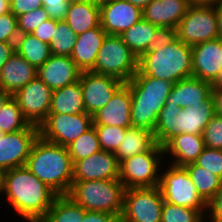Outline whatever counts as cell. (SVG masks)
Instances as JSON below:
<instances>
[{
  "label": "cell",
  "instance_id": "cell-1",
  "mask_svg": "<svg viewBox=\"0 0 222 222\" xmlns=\"http://www.w3.org/2000/svg\"><path fill=\"white\" fill-rule=\"evenodd\" d=\"M3 194L15 212L28 222H40L58 196L26 165L5 172Z\"/></svg>",
  "mask_w": 222,
  "mask_h": 222
},
{
  "label": "cell",
  "instance_id": "cell-2",
  "mask_svg": "<svg viewBox=\"0 0 222 222\" xmlns=\"http://www.w3.org/2000/svg\"><path fill=\"white\" fill-rule=\"evenodd\" d=\"M26 166L58 195H68L73 184V164L66 146L47 141L39 135Z\"/></svg>",
  "mask_w": 222,
  "mask_h": 222
},
{
  "label": "cell",
  "instance_id": "cell-3",
  "mask_svg": "<svg viewBox=\"0 0 222 222\" xmlns=\"http://www.w3.org/2000/svg\"><path fill=\"white\" fill-rule=\"evenodd\" d=\"M126 84L132 95V127L154 132L158 114L169 98L174 83L144 74H135Z\"/></svg>",
  "mask_w": 222,
  "mask_h": 222
},
{
  "label": "cell",
  "instance_id": "cell-4",
  "mask_svg": "<svg viewBox=\"0 0 222 222\" xmlns=\"http://www.w3.org/2000/svg\"><path fill=\"white\" fill-rule=\"evenodd\" d=\"M136 74H144L172 83L192 77V46L177 39L161 49L143 53L138 58Z\"/></svg>",
  "mask_w": 222,
  "mask_h": 222
},
{
  "label": "cell",
  "instance_id": "cell-5",
  "mask_svg": "<svg viewBox=\"0 0 222 222\" xmlns=\"http://www.w3.org/2000/svg\"><path fill=\"white\" fill-rule=\"evenodd\" d=\"M125 187L119 179L73 181L68 193L86 211L121 216Z\"/></svg>",
  "mask_w": 222,
  "mask_h": 222
},
{
  "label": "cell",
  "instance_id": "cell-6",
  "mask_svg": "<svg viewBox=\"0 0 222 222\" xmlns=\"http://www.w3.org/2000/svg\"><path fill=\"white\" fill-rule=\"evenodd\" d=\"M138 71V58L119 35H106L91 72L127 83Z\"/></svg>",
  "mask_w": 222,
  "mask_h": 222
},
{
  "label": "cell",
  "instance_id": "cell-7",
  "mask_svg": "<svg viewBox=\"0 0 222 222\" xmlns=\"http://www.w3.org/2000/svg\"><path fill=\"white\" fill-rule=\"evenodd\" d=\"M163 154V147L156 144L151 150L122 160L119 163V180L125 189L158 186Z\"/></svg>",
  "mask_w": 222,
  "mask_h": 222
},
{
  "label": "cell",
  "instance_id": "cell-8",
  "mask_svg": "<svg viewBox=\"0 0 222 222\" xmlns=\"http://www.w3.org/2000/svg\"><path fill=\"white\" fill-rule=\"evenodd\" d=\"M167 169L160 173L158 184L163 200L193 210L208 211V204L197 192L187 169L173 164Z\"/></svg>",
  "mask_w": 222,
  "mask_h": 222
},
{
  "label": "cell",
  "instance_id": "cell-9",
  "mask_svg": "<svg viewBox=\"0 0 222 222\" xmlns=\"http://www.w3.org/2000/svg\"><path fill=\"white\" fill-rule=\"evenodd\" d=\"M177 36L189 46L218 38V22L213 3H192L177 26Z\"/></svg>",
  "mask_w": 222,
  "mask_h": 222
},
{
  "label": "cell",
  "instance_id": "cell-10",
  "mask_svg": "<svg viewBox=\"0 0 222 222\" xmlns=\"http://www.w3.org/2000/svg\"><path fill=\"white\" fill-rule=\"evenodd\" d=\"M163 203L158 186L125 189L121 221L161 222Z\"/></svg>",
  "mask_w": 222,
  "mask_h": 222
},
{
  "label": "cell",
  "instance_id": "cell-11",
  "mask_svg": "<svg viewBox=\"0 0 222 222\" xmlns=\"http://www.w3.org/2000/svg\"><path fill=\"white\" fill-rule=\"evenodd\" d=\"M93 126L92 115L48 114L39 126V135L50 142L67 146Z\"/></svg>",
  "mask_w": 222,
  "mask_h": 222
},
{
  "label": "cell",
  "instance_id": "cell-12",
  "mask_svg": "<svg viewBox=\"0 0 222 222\" xmlns=\"http://www.w3.org/2000/svg\"><path fill=\"white\" fill-rule=\"evenodd\" d=\"M53 91L37 76L18 90L12 97L25 119L39 127L49 114Z\"/></svg>",
  "mask_w": 222,
  "mask_h": 222
},
{
  "label": "cell",
  "instance_id": "cell-13",
  "mask_svg": "<svg viewBox=\"0 0 222 222\" xmlns=\"http://www.w3.org/2000/svg\"><path fill=\"white\" fill-rule=\"evenodd\" d=\"M38 137L39 127L31 124L26 129L5 133L0 138V168L7 171L25 166Z\"/></svg>",
  "mask_w": 222,
  "mask_h": 222
},
{
  "label": "cell",
  "instance_id": "cell-14",
  "mask_svg": "<svg viewBox=\"0 0 222 222\" xmlns=\"http://www.w3.org/2000/svg\"><path fill=\"white\" fill-rule=\"evenodd\" d=\"M83 101L87 114L93 115L104 107L123 82L115 77L96 74L91 71L81 72L79 78Z\"/></svg>",
  "mask_w": 222,
  "mask_h": 222
},
{
  "label": "cell",
  "instance_id": "cell-15",
  "mask_svg": "<svg viewBox=\"0 0 222 222\" xmlns=\"http://www.w3.org/2000/svg\"><path fill=\"white\" fill-rule=\"evenodd\" d=\"M73 181L119 179V162L104 150L73 163Z\"/></svg>",
  "mask_w": 222,
  "mask_h": 222
},
{
  "label": "cell",
  "instance_id": "cell-16",
  "mask_svg": "<svg viewBox=\"0 0 222 222\" xmlns=\"http://www.w3.org/2000/svg\"><path fill=\"white\" fill-rule=\"evenodd\" d=\"M101 27L108 35H120L142 20V9L126 0L100 6Z\"/></svg>",
  "mask_w": 222,
  "mask_h": 222
},
{
  "label": "cell",
  "instance_id": "cell-17",
  "mask_svg": "<svg viewBox=\"0 0 222 222\" xmlns=\"http://www.w3.org/2000/svg\"><path fill=\"white\" fill-rule=\"evenodd\" d=\"M131 105L130 88L126 83H123L109 102L92 115L93 125L131 128Z\"/></svg>",
  "mask_w": 222,
  "mask_h": 222
},
{
  "label": "cell",
  "instance_id": "cell-18",
  "mask_svg": "<svg viewBox=\"0 0 222 222\" xmlns=\"http://www.w3.org/2000/svg\"><path fill=\"white\" fill-rule=\"evenodd\" d=\"M193 77L215 81L222 70V40L220 38L192 46Z\"/></svg>",
  "mask_w": 222,
  "mask_h": 222
},
{
  "label": "cell",
  "instance_id": "cell-19",
  "mask_svg": "<svg viewBox=\"0 0 222 222\" xmlns=\"http://www.w3.org/2000/svg\"><path fill=\"white\" fill-rule=\"evenodd\" d=\"M81 72L70 56L51 55L37 69V77L54 91L79 81Z\"/></svg>",
  "mask_w": 222,
  "mask_h": 222
},
{
  "label": "cell",
  "instance_id": "cell-20",
  "mask_svg": "<svg viewBox=\"0 0 222 222\" xmlns=\"http://www.w3.org/2000/svg\"><path fill=\"white\" fill-rule=\"evenodd\" d=\"M191 4L190 0H152L142 9V19L159 28H177Z\"/></svg>",
  "mask_w": 222,
  "mask_h": 222
},
{
  "label": "cell",
  "instance_id": "cell-21",
  "mask_svg": "<svg viewBox=\"0 0 222 222\" xmlns=\"http://www.w3.org/2000/svg\"><path fill=\"white\" fill-rule=\"evenodd\" d=\"M211 96V83L192 76L173 84L166 104H176L181 108L194 107L201 105Z\"/></svg>",
  "mask_w": 222,
  "mask_h": 222
},
{
  "label": "cell",
  "instance_id": "cell-22",
  "mask_svg": "<svg viewBox=\"0 0 222 222\" xmlns=\"http://www.w3.org/2000/svg\"><path fill=\"white\" fill-rule=\"evenodd\" d=\"M37 76V69L16 51L0 71V87L12 96Z\"/></svg>",
  "mask_w": 222,
  "mask_h": 222
},
{
  "label": "cell",
  "instance_id": "cell-23",
  "mask_svg": "<svg viewBox=\"0 0 222 222\" xmlns=\"http://www.w3.org/2000/svg\"><path fill=\"white\" fill-rule=\"evenodd\" d=\"M106 35L107 33L99 26L77 36L70 57L82 72L94 68L97 53Z\"/></svg>",
  "mask_w": 222,
  "mask_h": 222
},
{
  "label": "cell",
  "instance_id": "cell-24",
  "mask_svg": "<svg viewBox=\"0 0 222 222\" xmlns=\"http://www.w3.org/2000/svg\"><path fill=\"white\" fill-rule=\"evenodd\" d=\"M205 148L202 135L179 134L172 137L164 146V155H171L175 166H185L194 163Z\"/></svg>",
  "mask_w": 222,
  "mask_h": 222
},
{
  "label": "cell",
  "instance_id": "cell-25",
  "mask_svg": "<svg viewBox=\"0 0 222 222\" xmlns=\"http://www.w3.org/2000/svg\"><path fill=\"white\" fill-rule=\"evenodd\" d=\"M215 115L214 101L211 96L201 105L182 108L175 116V127H178L179 134L202 135L203 130Z\"/></svg>",
  "mask_w": 222,
  "mask_h": 222
},
{
  "label": "cell",
  "instance_id": "cell-26",
  "mask_svg": "<svg viewBox=\"0 0 222 222\" xmlns=\"http://www.w3.org/2000/svg\"><path fill=\"white\" fill-rule=\"evenodd\" d=\"M64 21L78 36L101 26L100 6L94 1L70 3Z\"/></svg>",
  "mask_w": 222,
  "mask_h": 222
},
{
  "label": "cell",
  "instance_id": "cell-27",
  "mask_svg": "<svg viewBox=\"0 0 222 222\" xmlns=\"http://www.w3.org/2000/svg\"><path fill=\"white\" fill-rule=\"evenodd\" d=\"M80 113H86V110L79 81L53 91L49 114Z\"/></svg>",
  "mask_w": 222,
  "mask_h": 222
},
{
  "label": "cell",
  "instance_id": "cell-28",
  "mask_svg": "<svg viewBox=\"0 0 222 222\" xmlns=\"http://www.w3.org/2000/svg\"><path fill=\"white\" fill-rule=\"evenodd\" d=\"M154 132L145 128L131 127L125 131L124 139L114 153L118 162L151 150L156 145Z\"/></svg>",
  "mask_w": 222,
  "mask_h": 222
},
{
  "label": "cell",
  "instance_id": "cell-29",
  "mask_svg": "<svg viewBox=\"0 0 222 222\" xmlns=\"http://www.w3.org/2000/svg\"><path fill=\"white\" fill-rule=\"evenodd\" d=\"M15 51L36 69L52 55L50 45L40 41L32 34H19L15 42Z\"/></svg>",
  "mask_w": 222,
  "mask_h": 222
},
{
  "label": "cell",
  "instance_id": "cell-30",
  "mask_svg": "<svg viewBox=\"0 0 222 222\" xmlns=\"http://www.w3.org/2000/svg\"><path fill=\"white\" fill-rule=\"evenodd\" d=\"M85 211L68 195H58L40 222H82Z\"/></svg>",
  "mask_w": 222,
  "mask_h": 222
},
{
  "label": "cell",
  "instance_id": "cell-31",
  "mask_svg": "<svg viewBox=\"0 0 222 222\" xmlns=\"http://www.w3.org/2000/svg\"><path fill=\"white\" fill-rule=\"evenodd\" d=\"M158 28L154 24L142 19L123 31L119 36L136 57L139 58L146 51L151 38Z\"/></svg>",
  "mask_w": 222,
  "mask_h": 222
},
{
  "label": "cell",
  "instance_id": "cell-32",
  "mask_svg": "<svg viewBox=\"0 0 222 222\" xmlns=\"http://www.w3.org/2000/svg\"><path fill=\"white\" fill-rule=\"evenodd\" d=\"M202 199L208 204L222 185V179L207 169L190 163L184 166Z\"/></svg>",
  "mask_w": 222,
  "mask_h": 222
},
{
  "label": "cell",
  "instance_id": "cell-33",
  "mask_svg": "<svg viewBox=\"0 0 222 222\" xmlns=\"http://www.w3.org/2000/svg\"><path fill=\"white\" fill-rule=\"evenodd\" d=\"M182 108L176 104H166L158 114L155 124L154 136L156 143L162 147L174 136L178 135V127H175V116Z\"/></svg>",
  "mask_w": 222,
  "mask_h": 222
},
{
  "label": "cell",
  "instance_id": "cell-34",
  "mask_svg": "<svg viewBox=\"0 0 222 222\" xmlns=\"http://www.w3.org/2000/svg\"><path fill=\"white\" fill-rule=\"evenodd\" d=\"M66 147L72 164L102 150L94 126L88 129Z\"/></svg>",
  "mask_w": 222,
  "mask_h": 222
},
{
  "label": "cell",
  "instance_id": "cell-35",
  "mask_svg": "<svg viewBox=\"0 0 222 222\" xmlns=\"http://www.w3.org/2000/svg\"><path fill=\"white\" fill-rule=\"evenodd\" d=\"M77 40L76 33L64 20H57V26L50 41L52 55L70 56Z\"/></svg>",
  "mask_w": 222,
  "mask_h": 222
},
{
  "label": "cell",
  "instance_id": "cell-36",
  "mask_svg": "<svg viewBox=\"0 0 222 222\" xmlns=\"http://www.w3.org/2000/svg\"><path fill=\"white\" fill-rule=\"evenodd\" d=\"M29 125L17 101L11 97L0 109V130L4 133H12L26 129Z\"/></svg>",
  "mask_w": 222,
  "mask_h": 222
},
{
  "label": "cell",
  "instance_id": "cell-37",
  "mask_svg": "<svg viewBox=\"0 0 222 222\" xmlns=\"http://www.w3.org/2000/svg\"><path fill=\"white\" fill-rule=\"evenodd\" d=\"M207 211L193 210L188 207L170 204L164 201L161 222H205Z\"/></svg>",
  "mask_w": 222,
  "mask_h": 222
},
{
  "label": "cell",
  "instance_id": "cell-38",
  "mask_svg": "<svg viewBox=\"0 0 222 222\" xmlns=\"http://www.w3.org/2000/svg\"><path fill=\"white\" fill-rule=\"evenodd\" d=\"M98 135L101 149L115 153L125 136L127 128L110 125H93Z\"/></svg>",
  "mask_w": 222,
  "mask_h": 222
},
{
  "label": "cell",
  "instance_id": "cell-39",
  "mask_svg": "<svg viewBox=\"0 0 222 222\" xmlns=\"http://www.w3.org/2000/svg\"><path fill=\"white\" fill-rule=\"evenodd\" d=\"M47 20H49V16L43 6L17 16L19 34H31Z\"/></svg>",
  "mask_w": 222,
  "mask_h": 222
},
{
  "label": "cell",
  "instance_id": "cell-40",
  "mask_svg": "<svg viewBox=\"0 0 222 222\" xmlns=\"http://www.w3.org/2000/svg\"><path fill=\"white\" fill-rule=\"evenodd\" d=\"M194 163L222 179V150L205 147Z\"/></svg>",
  "mask_w": 222,
  "mask_h": 222
},
{
  "label": "cell",
  "instance_id": "cell-41",
  "mask_svg": "<svg viewBox=\"0 0 222 222\" xmlns=\"http://www.w3.org/2000/svg\"><path fill=\"white\" fill-rule=\"evenodd\" d=\"M205 147L222 150V116L215 114L203 130Z\"/></svg>",
  "mask_w": 222,
  "mask_h": 222
},
{
  "label": "cell",
  "instance_id": "cell-42",
  "mask_svg": "<svg viewBox=\"0 0 222 222\" xmlns=\"http://www.w3.org/2000/svg\"><path fill=\"white\" fill-rule=\"evenodd\" d=\"M18 35L17 17L12 12L0 15V42L15 43Z\"/></svg>",
  "mask_w": 222,
  "mask_h": 222
},
{
  "label": "cell",
  "instance_id": "cell-43",
  "mask_svg": "<svg viewBox=\"0 0 222 222\" xmlns=\"http://www.w3.org/2000/svg\"><path fill=\"white\" fill-rule=\"evenodd\" d=\"M178 39L177 29L170 27L158 28L151 38L148 47L144 53L151 52L153 50L161 49L167 45H170Z\"/></svg>",
  "mask_w": 222,
  "mask_h": 222
},
{
  "label": "cell",
  "instance_id": "cell-44",
  "mask_svg": "<svg viewBox=\"0 0 222 222\" xmlns=\"http://www.w3.org/2000/svg\"><path fill=\"white\" fill-rule=\"evenodd\" d=\"M69 2L67 0H42V6L50 19L65 20Z\"/></svg>",
  "mask_w": 222,
  "mask_h": 222
},
{
  "label": "cell",
  "instance_id": "cell-45",
  "mask_svg": "<svg viewBox=\"0 0 222 222\" xmlns=\"http://www.w3.org/2000/svg\"><path fill=\"white\" fill-rule=\"evenodd\" d=\"M42 7V0H12L10 2V12L16 17Z\"/></svg>",
  "mask_w": 222,
  "mask_h": 222
},
{
  "label": "cell",
  "instance_id": "cell-46",
  "mask_svg": "<svg viewBox=\"0 0 222 222\" xmlns=\"http://www.w3.org/2000/svg\"><path fill=\"white\" fill-rule=\"evenodd\" d=\"M56 26L57 20L49 18V20L43 22L31 34L37 37L40 41L50 44Z\"/></svg>",
  "mask_w": 222,
  "mask_h": 222
},
{
  "label": "cell",
  "instance_id": "cell-47",
  "mask_svg": "<svg viewBox=\"0 0 222 222\" xmlns=\"http://www.w3.org/2000/svg\"><path fill=\"white\" fill-rule=\"evenodd\" d=\"M209 222H222V185L214 198L208 203Z\"/></svg>",
  "mask_w": 222,
  "mask_h": 222
},
{
  "label": "cell",
  "instance_id": "cell-48",
  "mask_svg": "<svg viewBox=\"0 0 222 222\" xmlns=\"http://www.w3.org/2000/svg\"><path fill=\"white\" fill-rule=\"evenodd\" d=\"M82 222H122L121 216L99 211H85Z\"/></svg>",
  "mask_w": 222,
  "mask_h": 222
},
{
  "label": "cell",
  "instance_id": "cell-49",
  "mask_svg": "<svg viewBox=\"0 0 222 222\" xmlns=\"http://www.w3.org/2000/svg\"><path fill=\"white\" fill-rule=\"evenodd\" d=\"M15 43L0 42V71L6 61L14 54Z\"/></svg>",
  "mask_w": 222,
  "mask_h": 222
},
{
  "label": "cell",
  "instance_id": "cell-50",
  "mask_svg": "<svg viewBox=\"0 0 222 222\" xmlns=\"http://www.w3.org/2000/svg\"><path fill=\"white\" fill-rule=\"evenodd\" d=\"M215 114L222 116V88H212Z\"/></svg>",
  "mask_w": 222,
  "mask_h": 222
},
{
  "label": "cell",
  "instance_id": "cell-51",
  "mask_svg": "<svg viewBox=\"0 0 222 222\" xmlns=\"http://www.w3.org/2000/svg\"><path fill=\"white\" fill-rule=\"evenodd\" d=\"M215 6L218 22V38L222 40V0L213 3Z\"/></svg>",
  "mask_w": 222,
  "mask_h": 222
},
{
  "label": "cell",
  "instance_id": "cell-52",
  "mask_svg": "<svg viewBox=\"0 0 222 222\" xmlns=\"http://www.w3.org/2000/svg\"><path fill=\"white\" fill-rule=\"evenodd\" d=\"M12 95L0 87V109L8 102Z\"/></svg>",
  "mask_w": 222,
  "mask_h": 222
},
{
  "label": "cell",
  "instance_id": "cell-53",
  "mask_svg": "<svg viewBox=\"0 0 222 222\" xmlns=\"http://www.w3.org/2000/svg\"><path fill=\"white\" fill-rule=\"evenodd\" d=\"M10 12V3L7 0H0V15Z\"/></svg>",
  "mask_w": 222,
  "mask_h": 222
},
{
  "label": "cell",
  "instance_id": "cell-54",
  "mask_svg": "<svg viewBox=\"0 0 222 222\" xmlns=\"http://www.w3.org/2000/svg\"><path fill=\"white\" fill-rule=\"evenodd\" d=\"M130 2L132 5L138 6L143 9L146 5H148L152 0H126Z\"/></svg>",
  "mask_w": 222,
  "mask_h": 222
},
{
  "label": "cell",
  "instance_id": "cell-55",
  "mask_svg": "<svg viewBox=\"0 0 222 222\" xmlns=\"http://www.w3.org/2000/svg\"><path fill=\"white\" fill-rule=\"evenodd\" d=\"M5 170L0 168V194L4 193Z\"/></svg>",
  "mask_w": 222,
  "mask_h": 222
},
{
  "label": "cell",
  "instance_id": "cell-56",
  "mask_svg": "<svg viewBox=\"0 0 222 222\" xmlns=\"http://www.w3.org/2000/svg\"><path fill=\"white\" fill-rule=\"evenodd\" d=\"M211 85L212 88H222V70Z\"/></svg>",
  "mask_w": 222,
  "mask_h": 222
},
{
  "label": "cell",
  "instance_id": "cell-57",
  "mask_svg": "<svg viewBox=\"0 0 222 222\" xmlns=\"http://www.w3.org/2000/svg\"><path fill=\"white\" fill-rule=\"evenodd\" d=\"M192 3H214L218 0H190Z\"/></svg>",
  "mask_w": 222,
  "mask_h": 222
},
{
  "label": "cell",
  "instance_id": "cell-58",
  "mask_svg": "<svg viewBox=\"0 0 222 222\" xmlns=\"http://www.w3.org/2000/svg\"><path fill=\"white\" fill-rule=\"evenodd\" d=\"M112 1H115V0H94V2L98 5V6H101L103 4H106V3H109V2H112Z\"/></svg>",
  "mask_w": 222,
  "mask_h": 222
},
{
  "label": "cell",
  "instance_id": "cell-59",
  "mask_svg": "<svg viewBox=\"0 0 222 222\" xmlns=\"http://www.w3.org/2000/svg\"><path fill=\"white\" fill-rule=\"evenodd\" d=\"M69 3H76V2H90L94 0H67Z\"/></svg>",
  "mask_w": 222,
  "mask_h": 222
},
{
  "label": "cell",
  "instance_id": "cell-60",
  "mask_svg": "<svg viewBox=\"0 0 222 222\" xmlns=\"http://www.w3.org/2000/svg\"><path fill=\"white\" fill-rule=\"evenodd\" d=\"M5 133L2 131V130H0V138H2V136L4 135Z\"/></svg>",
  "mask_w": 222,
  "mask_h": 222
}]
</instances>
